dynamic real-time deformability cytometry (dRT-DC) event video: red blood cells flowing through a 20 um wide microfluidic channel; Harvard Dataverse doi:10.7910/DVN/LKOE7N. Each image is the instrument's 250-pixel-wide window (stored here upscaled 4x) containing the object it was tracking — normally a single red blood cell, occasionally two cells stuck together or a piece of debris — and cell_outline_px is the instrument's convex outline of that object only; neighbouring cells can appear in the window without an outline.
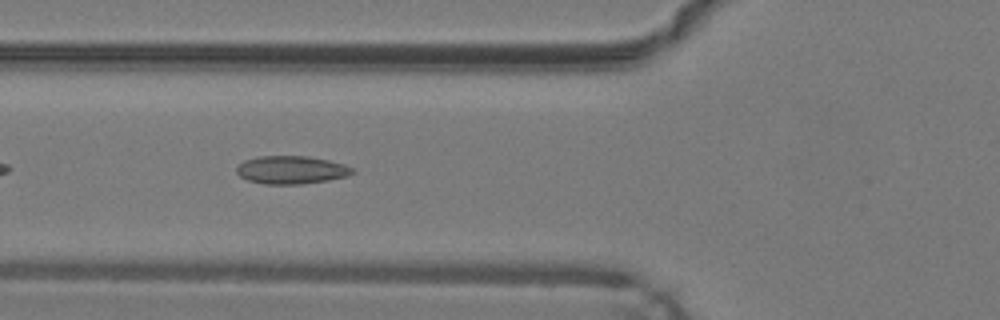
{"species": "common noctule bat (a hibernating species)", "species_latin": "Nyctalus noctula", "temperature_condition": "warm", "stored_images_in_passage": 35, "camera_frame_rate_fps": 3000, "um_per_image_px": 0.085, "animal": {"sex": "male", "body_mass_g": 19.2, "forearm_length_mm": 51.8}, "frame": {"image": 1, "passage_image": 5, "time_ms": 1.333, "image_size_px": [1000, 320], "cell_outline_px": [[356, 172], [348, 176], [328, 180], [300, 184], [264, 184], [248, 180], [240, 176], [236, 172], [236, 168], [244, 160], [260, 156], [308, 156], [328, 160], [344, 164], [352, 168]], "centroid_in_image_um": [24.77, 14.44], "position_along_channel_um": 101.0, "area_um2": 18.9}}
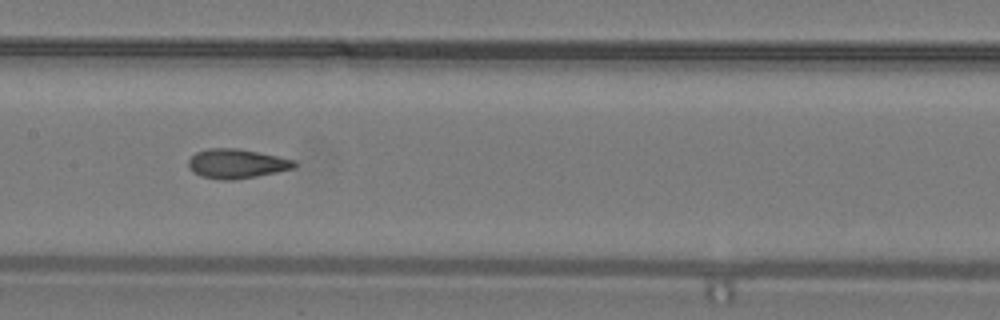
{"frame": {"image": 2, "passage_image": 11, "time_ms": 3.333, "image_size_px": [1000, 320], "cell_outline_px": [[296, 164], [292, 168], [276, 172], [236, 180], [220, 180], [200, 176], [192, 172], [188, 164], [188, 160], [196, 152], [208, 148], [236, 148], [296, 160]], "centroid_in_image_um": [20.06, 13.92], "position_along_channel_um": 187.3, "area_um2": 18.03}}
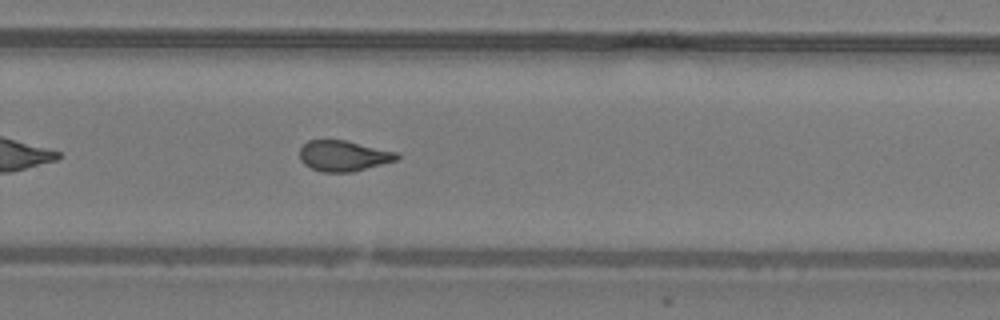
{"frame": {"image": 3, "passage_image": 19, "time_ms": 6.0, "image_size_px": [1000, 320], "cell_outline_px": [[400, 160], [352, 172], [320, 172], [304, 164], [300, 160], [300, 148], [308, 140], [344, 140], [396, 152], [400, 156]], "centroid_in_image_um": [29.21, 13.26], "position_along_channel_um": 300.6, "area_um2": 17.4}, "authors_computed_cell_mechanics": {"area_um2": 17.8024, "velocity_mm_per_s": 4.2869, "shape_relaxation_time_tau1_ms": null, "shape_relaxation_time_tau2_ms": 1.7272, "deformation_change_tau1": null, "deformation_change_tau2": 0.0662}}